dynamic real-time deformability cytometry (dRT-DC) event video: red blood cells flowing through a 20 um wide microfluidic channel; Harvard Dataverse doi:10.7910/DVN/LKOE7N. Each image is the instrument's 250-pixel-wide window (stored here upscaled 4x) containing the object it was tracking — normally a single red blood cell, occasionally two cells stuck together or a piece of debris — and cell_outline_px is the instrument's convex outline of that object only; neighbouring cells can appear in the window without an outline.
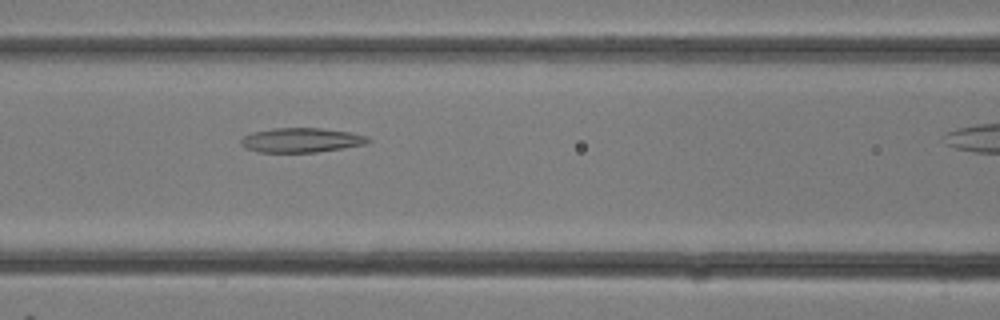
{"species": "common noctule bat (a hibernating species)", "species_latin": "Nyctalus noctula", "temperature_condition": "room temperature", "stored_images_in_passage": 11, "camera_frame_rate_fps": 3000, "um_per_image_px": 0.085, "animal": {"sex": "female"}, "frame": {"image": 1, "passage_image": 10, "time_ms": 3.0, "image_size_px": [1000, 320], "cell_outline_px": [[372, 140], [364, 144], [344, 148], [316, 152], [256, 152], [244, 148], [240, 144], [240, 140], [244, 136], [252, 132], [272, 128], [320, 128], [352, 132], [368, 136]], "centroid_in_image_um": [25.6, 11.91], "position_along_channel_um": 141.0, "area_um2": 18.32}}